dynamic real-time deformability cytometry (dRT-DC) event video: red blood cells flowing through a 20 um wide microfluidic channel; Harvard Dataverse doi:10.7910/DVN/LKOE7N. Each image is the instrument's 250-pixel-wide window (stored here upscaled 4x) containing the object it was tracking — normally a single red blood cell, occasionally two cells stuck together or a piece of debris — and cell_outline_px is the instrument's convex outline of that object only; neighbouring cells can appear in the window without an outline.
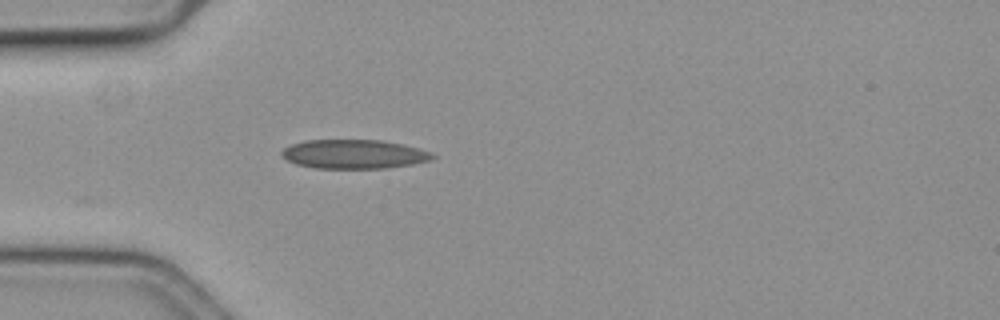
{"species": "common noctule bat (a hibernating species)", "species_latin": "Nyctalus noctula", "temperature_condition": "cold", "stored_images_in_passage": 31, "camera_frame_rate_fps": 3000, "um_per_image_px": 0.085, "animal": {"sex": "female", "body_mass_g": 19.3, "forearm_length_mm": 54.1}, "frame": {"image": 1, "passage_image": 1, "time_ms": 0.0, "image_size_px": [1000, 320], "cell_outline_px": [[436, 156], [432, 160], [412, 164], [384, 168], [316, 168], [296, 164], [288, 160], [280, 152], [284, 148], [292, 144], [304, 140], [380, 140], [404, 144], [420, 148], [432, 152]], "centroid_in_image_um": [30.13, 13.09], "position_along_channel_um": 54.9, "area_um2": 25.55}}
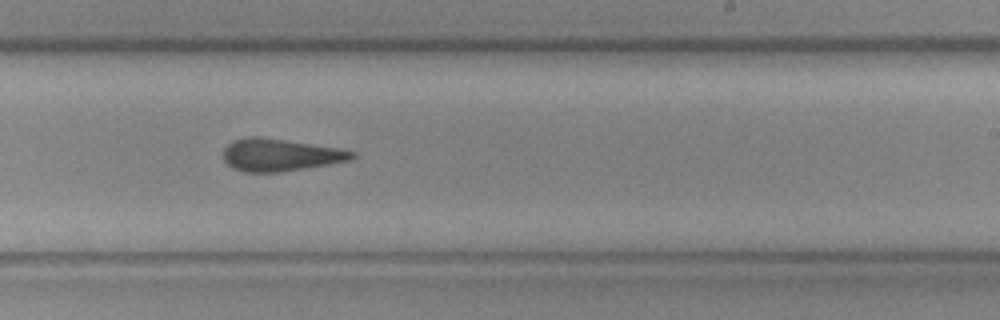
{"frame": {"image": 2, "passage_image": 19, "time_ms": 6.0, "image_size_px": [1000, 320], "cell_outline_px": [[356, 156], [348, 160], [328, 164], [280, 172], [244, 172], [232, 168], [224, 160], [224, 148], [232, 140], [248, 136], [256, 136], [336, 148], [356, 152]], "centroid_in_image_um": [23.75, 13.17], "position_along_channel_um": 265.3, "area_um2": 23.87}}
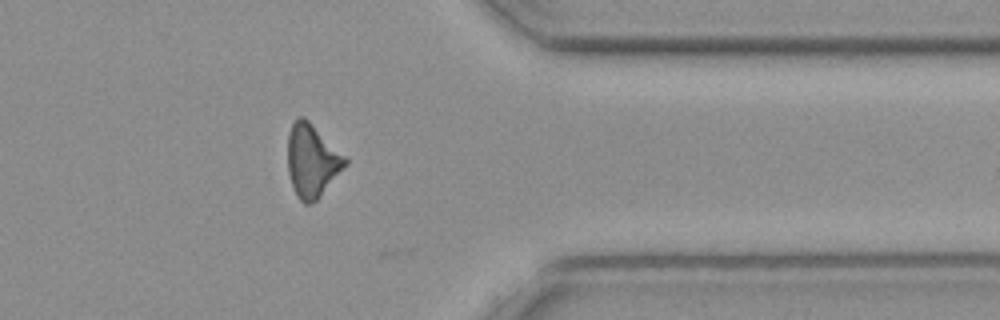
{"frame": {"image": 3, "passage_image": 30, "time_ms": 9.667, "image_size_px": [1000, 320], "cell_outline_px": [[348, 164], [320, 196], [312, 204], [304, 204], [300, 200], [292, 184], [288, 172], [288, 132], [292, 124], [300, 116], [304, 116], [348, 160]], "centroid_in_image_um": [26.51, 13.67], "position_along_channel_um": 384.9, "area_um2": 23.99}, "authors_computed_cell_mechanics": {"area_um2": 24.6228, "velocity_mm_per_s": 3.6305, "shape_relaxation_time_tau1_ms": 10.5937, "shape_relaxation_time_tau2_ms": 2.8164, "deformation_change_tau1": 0.1835, "deformation_change_tau2": 0.1057}}